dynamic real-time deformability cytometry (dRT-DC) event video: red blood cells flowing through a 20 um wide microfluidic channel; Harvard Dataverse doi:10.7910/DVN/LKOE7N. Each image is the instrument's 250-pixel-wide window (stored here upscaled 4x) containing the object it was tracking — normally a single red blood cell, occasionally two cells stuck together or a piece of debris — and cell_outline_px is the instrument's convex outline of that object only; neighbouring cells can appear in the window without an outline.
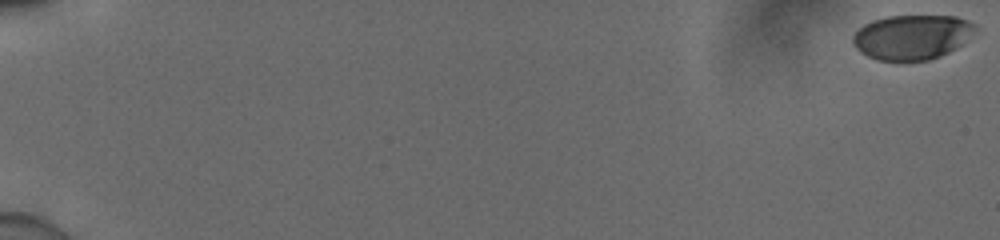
{"species": "human", "species_latin": "Homo sapiens", "temperature_condition": "cold", "stored_images_in_passage": 56, "camera_frame_rate_fps": 3000, "um_per_image_px": 0.085, "donor": {"sex": "male"}, "frame": {"image": 1, "passage_image": 1, "time_ms": 0.0, "image_size_px": [1000, 240], "cell_outline_px": [[976, 28], [956, 48], [940, 56], [928, 60], [900, 64], [876, 60], [860, 52], [856, 48], [852, 40], [852, 36], [864, 24], [872, 20], [888, 16], [956, 16], [968, 20], [976, 24]], "centroid_in_image_um": [77.47, 3.19], "position_along_channel_um": 7.5, "area_um2": 32.37}}
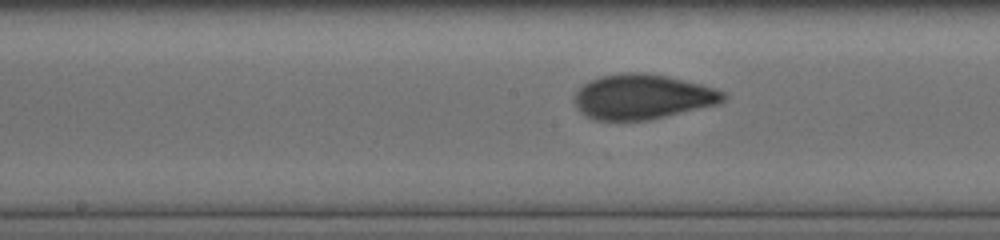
{"frame": {"image": 2, "passage_image": 32, "time_ms": 10.333, "image_size_px": [1000, 240], "cell_outline_px": [[728, 92], [724, 100], [716, 104], [648, 120], [592, 120], [584, 116], [576, 108], [572, 100], [576, 92], [588, 80], [600, 76], [620, 72], [648, 72], [668, 76], [716, 88]], "centroid_in_image_um": [54.56, 8.21], "position_along_channel_um": 193.6, "area_um2": 39.36}}
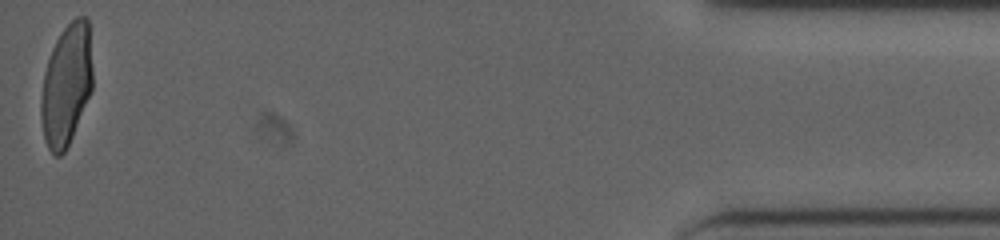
{"frame": {"image": 3, "passage_image": 56, "time_ms": 18.333, "image_size_px": [1000, 240], "cell_outline_px": [[92, 88], [72, 136], [64, 152], [60, 156], [56, 156], [48, 148], [44, 140], [40, 116], [40, 100], [44, 72], [52, 48], [60, 32], [76, 16], [84, 16], [88, 20], [92, 68]], "centroid_in_image_um": [5.62, 7.21], "position_along_channel_um": 429.6, "area_um2": 36.36}, "authors_computed_cell_mechanics": {"area_um2": 36.9053, "velocity_mm_per_s": 3.9173, "shape_relaxation_time_tau1_ms": 4.5833, "shape_relaxation_time_tau2_ms": 0.7453, "deformation_change_tau1": 0.1939, "deformation_change_tau2": 0.0592}}